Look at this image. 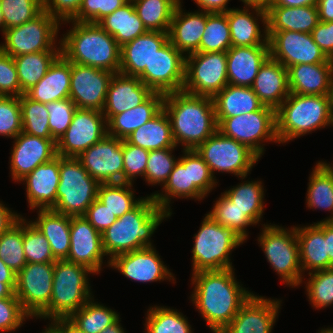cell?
I'll return each mask as SVG.
<instances>
[{
    "instance_id": "2e32d148",
    "label": "cell",
    "mask_w": 333,
    "mask_h": 333,
    "mask_svg": "<svg viewBox=\"0 0 333 333\" xmlns=\"http://www.w3.org/2000/svg\"><path fill=\"white\" fill-rule=\"evenodd\" d=\"M107 135V121L102 111L77 108L72 122L57 140V155L77 158Z\"/></svg>"
},
{
    "instance_id": "ba28073f",
    "label": "cell",
    "mask_w": 333,
    "mask_h": 333,
    "mask_svg": "<svg viewBox=\"0 0 333 333\" xmlns=\"http://www.w3.org/2000/svg\"><path fill=\"white\" fill-rule=\"evenodd\" d=\"M257 239L267 262L281 278L280 280L291 288L303 283L299 245L296 227L284 228L275 224H263Z\"/></svg>"
},
{
    "instance_id": "b9f144b4",
    "label": "cell",
    "mask_w": 333,
    "mask_h": 333,
    "mask_svg": "<svg viewBox=\"0 0 333 333\" xmlns=\"http://www.w3.org/2000/svg\"><path fill=\"white\" fill-rule=\"evenodd\" d=\"M263 186L260 180H246L223 194L257 225L262 221L265 207Z\"/></svg>"
},
{
    "instance_id": "5803f987",
    "label": "cell",
    "mask_w": 333,
    "mask_h": 333,
    "mask_svg": "<svg viewBox=\"0 0 333 333\" xmlns=\"http://www.w3.org/2000/svg\"><path fill=\"white\" fill-rule=\"evenodd\" d=\"M332 126H333V113H332L331 126L330 127H332Z\"/></svg>"
},
{
    "instance_id": "277c9868",
    "label": "cell",
    "mask_w": 333,
    "mask_h": 333,
    "mask_svg": "<svg viewBox=\"0 0 333 333\" xmlns=\"http://www.w3.org/2000/svg\"><path fill=\"white\" fill-rule=\"evenodd\" d=\"M72 28L60 38L61 54L70 62L119 73L121 47L98 23L67 21Z\"/></svg>"
},
{
    "instance_id": "8fae6325",
    "label": "cell",
    "mask_w": 333,
    "mask_h": 333,
    "mask_svg": "<svg viewBox=\"0 0 333 333\" xmlns=\"http://www.w3.org/2000/svg\"><path fill=\"white\" fill-rule=\"evenodd\" d=\"M61 26L43 10L34 19L6 29L3 35L5 41L0 48L12 57L40 51H61L60 41L56 43Z\"/></svg>"
},
{
    "instance_id": "03108f58",
    "label": "cell",
    "mask_w": 333,
    "mask_h": 333,
    "mask_svg": "<svg viewBox=\"0 0 333 333\" xmlns=\"http://www.w3.org/2000/svg\"><path fill=\"white\" fill-rule=\"evenodd\" d=\"M83 0H43V10L60 24L73 20Z\"/></svg>"
},
{
    "instance_id": "83f0119b",
    "label": "cell",
    "mask_w": 333,
    "mask_h": 333,
    "mask_svg": "<svg viewBox=\"0 0 333 333\" xmlns=\"http://www.w3.org/2000/svg\"><path fill=\"white\" fill-rule=\"evenodd\" d=\"M180 2L173 14L168 40L185 56L196 52L206 28L207 12H186Z\"/></svg>"
},
{
    "instance_id": "7dc6e473",
    "label": "cell",
    "mask_w": 333,
    "mask_h": 333,
    "mask_svg": "<svg viewBox=\"0 0 333 333\" xmlns=\"http://www.w3.org/2000/svg\"><path fill=\"white\" fill-rule=\"evenodd\" d=\"M132 187L133 184L125 182L100 183L97 199L119 218L143 199V197L135 198Z\"/></svg>"
},
{
    "instance_id": "f546056e",
    "label": "cell",
    "mask_w": 333,
    "mask_h": 333,
    "mask_svg": "<svg viewBox=\"0 0 333 333\" xmlns=\"http://www.w3.org/2000/svg\"><path fill=\"white\" fill-rule=\"evenodd\" d=\"M269 56V45L232 46L226 52L228 84L251 87Z\"/></svg>"
},
{
    "instance_id": "94428289",
    "label": "cell",
    "mask_w": 333,
    "mask_h": 333,
    "mask_svg": "<svg viewBox=\"0 0 333 333\" xmlns=\"http://www.w3.org/2000/svg\"><path fill=\"white\" fill-rule=\"evenodd\" d=\"M149 150L123 140L124 182L134 184L136 177H145Z\"/></svg>"
},
{
    "instance_id": "603ad722",
    "label": "cell",
    "mask_w": 333,
    "mask_h": 333,
    "mask_svg": "<svg viewBox=\"0 0 333 333\" xmlns=\"http://www.w3.org/2000/svg\"><path fill=\"white\" fill-rule=\"evenodd\" d=\"M318 333H333V327L322 328Z\"/></svg>"
},
{
    "instance_id": "836d02e7",
    "label": "cell",
    "mask_w": 333,
    "mask_h": 333,
    "mask_svg": "<svg viewBox=\"0 0 333 333\" xmlns=\"http://www.w3.org/2000/svg\"><path fill=\"white\" fill-rule=\"evenodd\" d=\"M179 157L173 171L162 187L161 192L155 191L150 196L157 203L159 208L166 210L172 215V198L204 200L206 197L193 183H191L190 166H185V150ZM159 192V193H158Z\"/></svg>"
},
{
    "instance_id": "9f6ffc18",
    "label": "cell",
    "mask_w": 333,
    "mask_h": 333,
    "mask_svg": "<svg viewBox=\"0 0 333 333\" xmlns=\"http://www.w3.org/2000/svg\"><path fill=\"white\" fill-rule=\"evenodd\" d=\"M5 30L20 26L43 11V0H1Z\"/></svg>"
},
{
    "instance_id": "52a82bcc",
    "label": "cell",
    "mask_w": 333,
    "mask_h": 333,
    "mask_svg": "<svg viewBox=\"0 0 333 333\" xmlns=\"http://www.w3.org/2000/svg\"><path fill=\"white\" fill-rule=\"evenodd\" d=\"M244 242L234 231L205 214L199 230L194 234L192 274L234 268L230 254Z\"/></svg>"
},
{
    "instance_id": "8992f818",
    "label": "cell",
    "mask_w": 333,
    "mask_h": 333,
    "mask_svg": "<svg viewBox=\"0 0 333 333\" xmlns=\"http://www.w3.org/2000/svg\"><path fill=\"white\" fill-rule=\"evenodd\" d=\"M89 274V275H88ZM95 273L86 266L67 260L54 262L52 295L49 306L37 317L45 320L69 318L93 297L88 278Z\"/></svg>"
},
{
    "instance_id": "603a6c76",
    "label": "cell",
    "mask_w": 333,
    "mask_h": 333,
    "mask_svg": "<svg viewBox=\"0 0 333 333\" xmlns=\"http://www.w3.org/2000/svg\"><path fill=\"white\" fill-rule=\"evenodd\" d=\"M281 302L280 299H269L253 293L221 332L272 333Z\"/></svg>"
},
{
    "instance_id": "8c879c8a",
    "label": "cell",
    "mask_w": 333,
    "mask_h": 333,
    "mask_svg": "<svg viewBox=\"0 0 333 333\" xmlns=\"http://www.w3.org/2000/svg\"><path fill=\"white\" fill-rule=\"evenodd\" d=\"M319 21H333V0H318L317 3Z\"/></svg>"
},
{
    "instance_id": "deb4b68c",
    "label": "cell",
    "mask_w": 333,
    "mask_h": 333,
    "mask_svg": "<svg viewBox=\"0 0 333 333\" xmlns=\"http://www.w3.org/2000/svg\"><path fill=\"white\" fill-rule=\"evenodd\" d=\"M245 6H257L263 9H267L271 0H241Z\"/></svg>"
},
{
    "instance_id": "4dcf8cb0",
    "label": "cell",
    "mask_w": 333,
    "mask_h": 333,
    "mask_svg": "<svg viewBox=\"0 0 333 333\" xmlns=\"http://www.w3.org/2000/svg\"><path fill=\"white\" fill-rule=\"evenodd\" d=\"M251 88L265 106L276 110L290 94L287 68L269 56L260 66Z\"/></svg>"
},
{
    "instance_id": "a7ac6f4b",
    "label": "cell",
    "mask_w": 333,
    "mask_h": 333,
    "mask_svg": "<svg viewBox=\"0 0 333 333\" xmlns=\"http://www.w3.org/2000/svg\"><path fill=\"white\" fill-rule=\"evenodd\" d=\"M310 34L325 55L333 60V21H319Z\"/></svg>"
},
{
    "instance_id": "d6986e66",
    "label": "cell",
    "mask_w": 333,
    "mask_h": 333,
    "mask_svg": "<svg viewBox=\"0 0 333 333\" xmlns=\"http://www.w3.org/2000/svg\"><path fill=\"white\" fill-rule=\"evenodd\" d=\"M114 73L71 62L69 98L79 109L102 111Z\"/></svg>"
},
{
    "instance_id": "74e56055",
    "label": "cell",
    "mask_w": 333,
    "mask_h": 333,
    "mask_svg": "<svg viewBox=\"0 0 333 333\" xmlns=\"http://www.w3.org/2000/svg\"><path fill=\"white\" fill-rule=\"evenodd\" d=\"M217 124L224 118L260 110L264 104L251 87L228 84L214 97Z\"/></svg>"
},
{
    "instance_id": "f907efd6",
    "label": "cell",
    "mask_w": 333,
    "mask_h": 333,
    "mask_svg": "<svg viewBox=\"0 0 333 333\" xmlns=\"http://www.w3.org/2000/svg\"><path fill=\"white\" fill-rule=\"evenodd\" d=\"M22 132L40 138H53L49 129V112L46 104L30 99L26 94L19 97Z\"/></svg>"
},
{
    "instance_id": "9c48e42d",
    "label": "cell",
    "mask_w": 333,
    "mask_h": 333,
    "mask_svg": "<svg viewBox=\"0 0 333 333\" xmlns=\"http://www.w3.org/2000/svg\"><path fill=\"white\" fill-rule=\"evenodd\" d=\"M57 202L52 210L67 216H83L97 199L100 183L74 157L60 156Z\"/></svg>"
},
{
    "instance_id": "680465c9",
    "label": "cell",
    "mask_w": 333,
    "mask_h": 333,
    "mask_svg": "<svg viewBox=\"0 0 333 333\" xmlns=\"http://www.w3.org/2000/svg\"><path fill=\"white\" fill-rule=\"evenodd\" d=\"M46 107L49 112L51 136L57 141L71 124L77 107L70 98L47 103Z\"/></svg>"
},
{
    "instance_id": "ac0fdd59",
    "label": "cell",
    "mask_w": 333,
    "mask_h": 333,
    "mask_svg": "<svg viewBox=\"0 0 333 333\" xmlns=\"http://www.w3.org/2000/svg\"><path fill=\"white\" fill-rule=\"evenodd\" d=\"M77 159L99 183L124 182L123 140L106 135Z\"/></svg>"
},
{
    "instance_id": "bcb514c9",
    "label": "cell",
    "mask_w": 333,
    "mask_h": 333,
    "mask_svg": "<svg viewBox=\"0 0 333 333\" xmlns=\"http://www.w3.org/2000/svg\"><path fill=\"white\" fill-rule=\"evenodd\" d=\"M145 317V333H193L188 318L177 309L150 306Z\"/></svg>"
},
{
    "instance_id": "003e7915",
    "label": "cell",
    "mask_w": 333,
    "mask_h": 333,
    "mask_svg": "<svg viewBox=\"0 0 333 333\" xmlns=\"http://www.w3.org/2000/svg\"><path fill=\"white\" fill-rule=\"evenodd\" d=\"M83 217L101 234L118 219L98 199L86 210Z\"/></svg>"
},
{
    "instance_id": "be15d7a7",
    "label": "cell",
    "mask_w": 333,
    "mask_h": 333,
    "mask_svg": "<svg viewBox=\"0 0 333 333\" xmlns=\"http://www.w3.org/2000/svg\"><path fill=\"white\" fill-rule=\"evenodd\" d=\"M32 319L21 307L17 297L0 298V332L18 330L24 321Z\"/></svg>"
},
{
    "instance_id": "2a66077c",
    "label": "cell",
    "mask_w": 333,
    "mask_h": 333,
    "mask_svg": "<svg viewBox=\"0 0 333 333\" xmlns=\"http://www.w3.org/2000/svg\"><path fill=\"white\" fill-rule=\"evenodd\" d=\"M46 329L40 333H62V318L50 321Z\"/></svg>"
},
{
    "instance_id": "11a10c76",
    "label": "cell",
    "mask_w": 333,
    "mask_h": 333,
    "mask_svg": "<svg viewBox=\"0 0 333 333\" xmlns=\"http://www.w3.org/2000/svg\"><path fill=\"white\" fill-rule=\"evenodd\" d=\"M175 149L176 147L149 151L144 177L149 185H161L163 187L179 160V157L175 158L172 154Z\"/></svg>"
},
{
    "instance_id": "11e5206c",
    "label": "cell",
    "mask_w": 333,
    "mask_h": 333,
    "mask_svg": "<svg viewBox=\"0 0 333 333\" xmlns=\"http://www.w3.org/2000/svg\"><path fill=\"white\" fill-rule=\"evenodd\" d=\"M326 247L329 256V268L333 267V224L326 222Z\"/></svg>"
},
{
    "instance_id": "db71d44e",
    "label": "cell",
    "mask_w": 333,
    "mask_h": 333,
    "mask_svg": "<svg viewBox=\"0 0 333 333\" xmlns=\"http://www.w3.org/2000/svg\"><path fill=\"white\" fill-rule=\"evenodd\" d=\"M23 248L27 263L55 262L51 247L46 237L35 225L23 217Z\"/></svg>"
},
{
    "instance_id": "7402d4cb",
    "label": "cell",
    "mask_w": 333,
    "mask_h": 333,
    "mask_svg": "<svg viewBox=\"0 0 333 333\" xmlns=\"http://www.w3.org/2000/svg\"><path fill=\"white\" fill-rule=\"evenodd\" d=\"M106 254L102 235L83 216H71L70 251L65 259L100 274Z\"/></svg>"
},
{
    "instance_id": "753ad0ef",
    "label": "cell",
    "mask_w": 333,
    "mask_h": 333,
    "mask_svg": "<svg viewBox=\"0 0 333 333\" xmlns=\"http://www.w3.org/2000/svg\"><path fill=\"white\" fill-rule=\"evenodd\" d=\"M318 0H271L269 6L302 7L317 6Z\"/></svg>"
},
{
    "instance_id": "979ff035",
    "label": "cell",
    "mask_w": 333,
    "mask_h": 333,
    "mask_svg": "<svg viewBox=\"0 0 333 333\" xmlns=\"http://www.w3.org/2000/svg\"><path fill=\"white\" fill-rule=\"evenodd\" d=\"M121 318H119L112 325L106 326L100 333H126L124 328L121 326Z\"/></svg>"
},
{
    "instance_id": "f5cc1de1",
    "label": "cell",
    "mask_w": 333,
    "mask_h": 333,
    "mask_svg": "<svg viewBox=\"0 0 333 333\" xmlns=\"http://www.w3.org/2000/svg\"><path fill=\"white\" fill-rule=\"evenodd\" d=\"M308 274L306 295L313 308L323 309L333 304V267Z\"/></svg>"
},
{
    "instance_id": "681fc988",
    "label": "cell",
    "mask_w": 333,
    "mask_h": 333,
    "mask_svg": "<svg viewBox=\"0 0 333 333\" xmlns=\"http://www.w3.org/2000/svg\"><path fill=\"white\" fill-rule=\"evenodd\" d=\"M221 226L234 231L245 242L248 238L247 227L256 224L237 208L223 193L215 201L213 209L207 213Z\"/></svg>"
},
{
    "instance_id": "5bb4252c",
    "label": "cell",
    "mask_w": 333,
    "mask_h": 333,
    "mask_svg": "<svg viewBox=\"0 0 333 333\" xmlns=\"http://www.w3.org/2000/svg\"><path fill=\"white\" fill-rule=\"evenodd\" d=\"M53 275L54 262L27 263L17 273L15 295L32 319L50 304Z\"/></svg>"
},
{
    "instance_id": "816d5d0a",
    "label": "cell",
    "mask_w": 333,
    "mask_h": 333,
    "mask_svg": "<svg viewBox=\"0 0 333 333\" xmlns=\"http://www.w3.org/2000/svg\"><path fill=\"white\" fill-rule=\"evenodd\" d=\"M0 258L16 274L27 264L23 248V216L0 235Z\"/></svg>"
},
{
    "instance_id": "30bf717a",
    "label": "cell",
    "mask_w": 333,
    "mask_h": 333,
    "mask_svg": "<svg viewBox=\"0 0 333 333\" xmlns=\"http://www.w3.org/2000/svg\"><path fill=\"white\" fill-rule=\"evenodd\" d=\"M209 166L212 176L218 173H231L239 179L247 178L259 157L246 145L224 136L219 130L207 138L196 149Z\"/></svg>"
},
{
    "instance_id": "d590c367",
    "label": "cell",
    "mask_w": 333,
    "mask_h": 333,
    "mask_svg": "<svg viewBox=\"0 0 333 333\" xmlns=\"http://www.w3.org/2000/svg\"><path fill=\"white\" fill-rule=\"evenodd\" d=\"M164 94L154 92L137 107L113 115L107 121V135L118 139H127L131 133L152 119L162 108Z\"/></svg>"
},
{
    "instance_id": "ab89813d",
    "label": "cell",
    "mask_w": 333,
    "mask_h": 333,
    "mask_svg": "<svg viewBox=\"0 0 333 333\" xmlns=\"http://www.w3.org/2000/svg\"><path fill=\"white\" fill-rule=\"evenodd\" d=\"M309 176L306 204L308 209L329 211L321 222L333 220V169L325 161H318Z\"/></svg>"
},
{
    "instance_id": "ffe728a7",
    "label": "cell",
    "mask_w": 333,
    "mask_h": 333,
    "mask_svg": "<svg viewBox=\"0 0 333 333\" xmlns=\"http://www.w3.org/2000/svg\"><path fill=\"white\" fill-rule=\"evenodd\" d=\"M110 267L117 269L124 277L141 283L168 280L176 283L175 276L160 258L155 247H145L115 256Z\"/></svg>"
},
{
    "instance_id": "4fadbf2b",
    "label": "cell",
    "mask_w": 333,
    "mask_h": 333,
    "mask_svg": "<svg viewBox=\"0 0 333 333\" xmlns=\"http://www.w3.org/2000/svg\"><path fill=\"white\" fill-rule=\"evenodd\" d=\"M227 85L226 52H194L186 55L184 92L213 98Z\"/></svg>"
},
{
    "instance_id": "b62a3aed",
    "label": "cell",
    "mask_w": 333,
    "mask_h": 333,
    "mask_svg": "<svg viewBox=\"0 0 333 333\" xmlns=\"http://www.w3.org/2000/svg\"><path fill=\"white\" fill-rule=\"evenodd\" d=\"M0 30L2 31V35H4L5 32V22H4V17H3V13L1 10V0H0Z\"/></svg>"
},
{
    "instance_id": "09005b40",
    "label": "cell",
    "mask_w": 333,
    "mask_h": 333,
    "mask_svg": "<svg viewBox=\"0 0 333 333\" xmlns=\"http://www.w3.org/2000/svg\"><path fill=\"white\" fill-rule=\"evenodd\" d=\"M62 333H85L75 326L68 318H62Z\"/></svg>"
},
{
    "instance_id": "8d00e7d4",
    "label": "cell",
    "mask_w": 333,
    "mask_h": 333,
    "mask_svg": "<svg viewBox=\"0 0 333 333\" xmlns=\"http://www.w3.org/2000/svg\"><path fill=\"white\" fill-rule=\"evenodd\" d=\"M36 220H30L46 237L53 256L64 260L70 251L71 216L58 213L52 209H37Z\"/></svg>"
},
{
    "instance_id": "6125c7cd",
    "label": "cell",
    "mask_w": 333,
    "mask_h": 333,
    "mask_svg": "<svg viewBox=\"0 0 333 333\" xmlns=\"http://www.w3.org/2000/svg\"><path fill=\"white\" fill-rule=\"evenodd\" d=\"M129 0H83L76 22L99 23L103 18L121 8Z\"/></svg>"
},
{
    "instance_id": "44dd1931",
    "label": "cell",
    "mask_w": 333,
    "mask_h": 333,
    "mask_svg": "<svg viewBox=\"0 0 333 333\" xmlns=\"http://www.w3.org/2000/svg\"><path fill=\"white\" fill-rule=\"evenodd\" d=\"M54 138H40L19 133L13 141L11 150L10 172L13 181L19 182L39 165L57 156V144Z\"/></svg>"
},
{
    "instance_id": "e575fe53",
    "label": "cell",
    "mask_w": 333,
    "mask_h": 333,
    "mask_svg": "<svg viewBox=\"0 0 333 333\" xmlns=\"http://www.w3.org/2000/svg\"><path fill=\"white\" fill-rule=\"evenodd\" d=\"M267 31L311 33L319 22L317 6H268Z\"/></svg>"
},
{
    "instance_id": "d6a6232c",
    "label": "cell",
    "mask_w": 333,
    "mask_h": 333,
    "mask_svg": "<svg viewBox=\"0 0 333 333\" xmlns=\"http://www.w3.org/2000/svg\"><path fill=\"white\" fill-rule=\"evenodd\" d=\"M290 93L327 95L333 63L296 64L287 68Z\"/></svg>"
},
{
    "instance_id": "cb8c5ba5",
    "label": "cell",
    "mask_w": 333,
    "mask_h": 333,
    "mask_svg": "<svg viewBox=\"0 0 333 333\" xmlns=\"http://www.w3.org/2000/svg\"><path fill=\"white\" fill-rule=\"evenodd\" d=\"M226 15L233 47L269 45L266 9L257 6H244L243 9L234 7ZM259 21L264 29L260 28Z\"/></svg>"
},
{
    "instance_id": "e0dca14e",
    "label": "cell",
    "mask_w": 333,
    "mask_h": 333,
    "mask_svg": "<svg viewBox=\"0 0 333 333\" xmlns=\"http://www.w3.org/2000/svg\"><path fill=\"white\" fill-rule=\"evenodd\" d=\"M186 56L168 41L138 77L153 92L164 95L182 91Z\"/></svg>"
},
{
    "instance_id": "1f68e13d",
    "label": "cell",
    "mask_w": 333,
    "mask_h": 333,
    "mask_svg": "<svg viewBox=\"0 0 333 333\" xmlns=\"http://www.w3.org/2000/svg\"><path fill=\"white\" fill-rule=\"evenodd\" d=\"M71 62L60 54L45 76L25 94L32 100L47 104L69 98Z\"/></svg>"
},
{
    "instance_id": "b9fcfbb0",
    "label": "cell",
    "mask_w": 333,
    "mask_h": 333,
    "mask_svg": "<svg viewBox=\"0 0 333 333\" xmlns=\"http://www.w3.org/2000/svg\"><path fill=\"white\" fill-rule=\"evenodd\" d=\"M17 274L13 272L0 258V279H16Z\"/></svg>"
},
{
    "instance_id": "34e18365",
    "label": "cell",
    "mask_w": 333,
    "mask_h": 333,
    "mask_svg": "<svg viewBox=\"0 0 333 333\" xmlns=\"http://www.w3.org/2000/svg\"><path fill=\"white\" fill-rule=\"evenodd\" d=\"M16 279H0V298L16 297Z\"/></svg>"
},
{
    "instance_id": "2644e50d",
    "label": "cell",
    "mask_w": 333,
    "mask_h": 333,
    "mask_svg": "<svg viewBox=\"0 0 333 333\" xmlns=\"http://www.w3.org/2000/svg\"><path fill=\"white\" fill-rule=\"evenodd\" d=\"M200 8L198 10L209 13H226L231 8L227 4L230 0H193Z\"/></svg>"
},
{
    "instance_id": "f6af8a7d",
    "label": "cell",
    "mask_w": 333,
    "mask_h": 333,
    "mask_svg": "<svg viewBox=\"0 0 333 333\" xmlns=\"http://www.w3.org/2000/svg\"><path fill=\"white\" fill-rule=\"evenodd\" d=\"M120 318L115 309L108 308L91 297L83 307L75 311L68 319L85 333H100L106 326Z\"/></svg>"
},
{
    "instance_id": "4316f807",
    "label": "cell",
    "mask_w": 333,
    "mask_h": 333,
    "mask_svg": "<svg viewBox=\"0 0 333 333\" xmlns=\"http://www.w3.org/2000/svg\"><path fill=\"white\" fill-rule=\"evenodd\" d=\"M168 32L147 31L121 46L119 73L139 77L168 42Z\"/></svg>"
},
{
    "instance_id": "f1b7e54d",
    "label": "cell",
    "mask_w": 333,
    "mask_h": 333,
    "mask_svg": "<svg viewBox=\"0 0 333 333\" xmlns=\"http://www.w3.org/2000/svg\"><path fill=\"white\" fill-rule=\"evenodd\" d=\"M299 245V258L303 276L308 273L329 268L326 247V222L295 226Z\"/></svg>"
},
{
    "instance_id": "3957f363",
    "label": "cell",
    "mask_w": 333,
    "mask_h": 333,
    "mask_svg": "<svg viewBox=\"0 0 333 333\" xmlns=\"http://www.w3.org/2000/svg\"><path fill=\"white\" fill-rule=\"evenodd\" d=\"M171 214L159 208L152 196L143 199L130 211L119 217L102 235L106 265L115 256L145 247H153L151 237L158 226ZM109 256V257H108Z\"/></svg>"
},
{
    "instance_id": "e7e4bbea",
    "label": "cell",
    "mask_w": 333,
    "mask_h": 333,
    "mask_svg": "<svg viewBox=\"0 0 333 333\" xmlns=\"http://www.w3.org/2000/svg\"><path fill=\"white\" fill-rule=\"evenodd\" d=\"M14 59L0 48V96L22 95Z\"/></svg>"
},
{
    "instance_id": "ee69618b",
    "label": "cell",
    "mask_w": 333,
    "mask_h": 333,
    "mask_svg": "<svg viewBox=\"0 0 333 333\" xmlns=\"http://www.w3.org/2000/svg\"><path fill=\"white\" fill-rule=\"evenodd\" d=\"M138 17L148 31L168 32L180 0H131Z\"/></svg>"
},
{
    "instance_id": "91938a15",
    "label": "cell",
    "mask_w": 333,
    "mask_h": 333,
    "mask_svg": "<svg viewBox=\"0 0 333 333\" xmlns=\"http://www.w3.org/2000/svg\"><path fill=\"white\" fill-rule=\"evenodd\" d=\"M185 166H190L191 183L206 197L217 187V179L212 176L209 166L195 149L185 150Z\"/></svg>"
},
{
    "instance_id": "f35d334b",
    "label": "cell",
    "mask_w": 333,
    "mask_h": 333,
    "mask_svg": "<svg viewBox=\"0 0 333 333\" xmlns=\"http://www.w3.org/2000/svg\"><path fill=\"white\" fill-rule=\"evenodd\" d=\"M126 140L149 151L177 147L172 135L171 122L163 108L152 119L133 131Z\"/></svg>"
},
{
    "instance_id": "9a60e30c",
    "label": "cell",
    "mask_w": 333,
    "mask_h": 333,
    "mask_svg": "<svg viewBox=\"0 0 333 333\" xmlns=\"http://www.w3.org/2000/svg\"><path fill=\"white\" fill-rule=\"evenodd\" d=\"M270 57L285 68L296 64L333 63L310 33L268 31Z\"/></svg>"
},
{
    "instance_id": "60d3db41",
    "label": "cell",
    "mask_w": 333,
    "mask_h": 333,
    "mask_svg": "<svg viewBox=\"0 0 333 333\" xmlns=\"http://www.w3.org/2000/svg\"><path fill=\"white\" fill-rule=\"evenodd\" d=\"M98 24L115 38L120 47L148 31L138 17L131 0Z\"/></svg>"
},
{
    "instance_id": "484cf974",
    "label": "cell",
    "mask_w": 333,
    "mask_h": 333,
    "mask_svg": "<svg viewBox=\"0 0 333 333\" xmlns=\"http://www.w3.org/2000/svg\"><path fill=\"white\" fill-rule=\"evenodd\" d=\"M154 92L138 77L114 73L102 110L106 121L145 102Z\"/></svg>"
},
{
    "instance_id": "7c38bea8",
    "label": "cell",
    "mask_w": 333,
    "mask_h": 333,
    "mask_svg": "<svg viewBox=\"0 0 333 333\" xmlns=\"http://www.w3.org/2000/svg\"><path fill=\"white\" fill-rule=\"evenodd\" d=\"M218 130L224 136L246 145L259 158L266 151L264 142L279 143L276 134V110L265 105L258 111L224 118L218 124Z\"/></svg>"
},
{
    "instance_id": "7bdbcfd3",
    "label": "cell",
    "mask_w": 333,
    "mask_h": 333,
    "mask_svg": "<svg viewBox=\"0 0 333 333\" xmlns=\"http://www.w3.org/2000/svg\"><path fill=\"white\" fill-rule=\"evenodd\" d=\"M61 51H40L13 57L23 94L34 87L47 73Z\"/></svg>"
},
{
    "instance_id": "c3c4849f",
    "label": "cell",
    "mask_w": 333,
    "mask_h": 333,
    "mask_svg": "<svg viewBox=\"0 0 333 333\" xmlns=\"http://www.w3.org/2000/svg\"><path fill=\"white\" fill-rule=\"evenodd\" d=\"M231 47L226 13L207 12L206 28L196 52H227Z\"/></svg>"
},
{
    "instance_id": "d4e9b609",
    "label": "cell",
    "mask_w": 333,
    "mask_h": 333,
    "mask_svg": "<svg viewBox=\"0 0 333 333\" xmlns=\"http://www.w3.org/2000/svg\"><path fill=\"white\" fill-rule=\"evenodd\" d=\"M59 171L60 156L57 155L19 181L26 185V197L31 210L52 209L55 206L60 181Z\"/></svg>"
},
{
    "instance_id": "89a4df30",
    "label": "cell",
    "mask_w": 333,
    "mask_h": 333,
    "mask_svg": "<svg viewBox=\"0 0 333 333\" xmlns=\"http://www.w3.org/2000/svg\"><path fill=\"white\" fill-rule=\"evenodd\" d=\"M21 216L0 201V235L14 225Z\"/></svg>"
},
{
    "instance_id": "5b68a950",
    "label": "cell",
    "mask_w": 333,
    "mask_h": 333,
    "mask_svg": "<svg viewBox=\"0 0 333 333\" xmlns=\"http://www.w3.org/2000/svg\"><path fill=\"white\" fill-rule=\"evenodd\" d=\"M327 95L290 93L276 109V134L279 144L331 125Z\"/></svg>"
},
{
    "instance_id": "6da1fadb",
    "label": "cell",
    "mask_w": 333,
    "mask_h": 333,
    "mask_svg": "<svg viewBox=\"0 0 333 333\" xmlns=\"http://www.w3.org/2000/svg\"><path fill=\"white\" fill-rule=\"evenodd\" d=\"M234 268L192 274L190 299L212 332H221L251 297L236 279Z\"/></svg>"
},
{
    "instance_id": "7a4b0ae2",
    "label": "cell",
    "mask_w": 333,
    "mask_h": 333,
    "mask_svg": "<svg viewBox=\"0 0 333 333\" xmlns=\"http://www.w3.org/2000/svg\"><path fill=\"white\" fill-rule=\"evenodd\" d=\"M163 109L171 122L176 146L182 150L196 149L218 130L212 97L182 91L164 96Z\"/></svg>"
},
{
    "instance_id": "6f0895ef",
    "label": "cell",
    "mask_w": 333,
    "mask_h": 333,
    "mask_svg": "<svg viewBox=\"0 0 333 333\" xmlns=\"http://www.w3.org/2000/svg\"><path fill=\"white\" fill-rule=\"evenodd\" d=\"M22 132L19 97L0 96V136L14 139Z\"/></svg>"
},
{
    "instance_id": "67dfc351",
    "label": "cell",
    "mask_w": 333,
    "mask_h": 333,
    "mask_svg": "<svg viewBox=\"0 0 333 333\" xmlns=\"http://www.w3.org/2000/svg\"><path fill=\"white\" fill-rule=\"evenodd\" d=\"M327 97H328L329 109H330V112L332 114L333 113V75L331 77V81H330V84H329Z\"/></svg>"
}]
</instances>
